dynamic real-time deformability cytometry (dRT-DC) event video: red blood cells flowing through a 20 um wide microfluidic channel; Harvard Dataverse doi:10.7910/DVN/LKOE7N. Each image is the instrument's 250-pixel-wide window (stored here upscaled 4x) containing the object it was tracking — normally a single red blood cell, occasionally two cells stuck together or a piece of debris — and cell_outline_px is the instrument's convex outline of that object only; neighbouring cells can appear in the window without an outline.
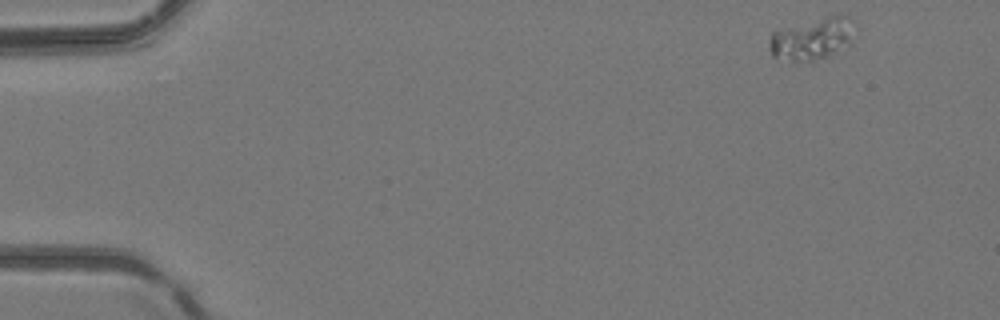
{"species": "common noctule bat (a hibernating species)", "species_latin": "Nyctalus noctula", "temperature_condition": "room temperature", "stored_images_in_passage": 42, "camera_frame_rate_fps": 3000, "um_per_image_px": 0.085, "animal": {"sex": "female", "body_mass_g": 24.6, "forearm_length_mm": 56.2}, "frame": {"image": 1, "passage_image": 1, "time_ms": 0.0, "image_size_px": [1000, 320], "cell_outline_px": [[856, 28], [852, 40], [828, 56], [812, 64], [772, 56], [768, 48], [768, 40], [772, 32], [828, 16], [844, 12], [856, 24]], "centroid_in_image_um": [69.07, 3.3], "position_along_channel_um": 15.9, "area_um2": 21.15}}
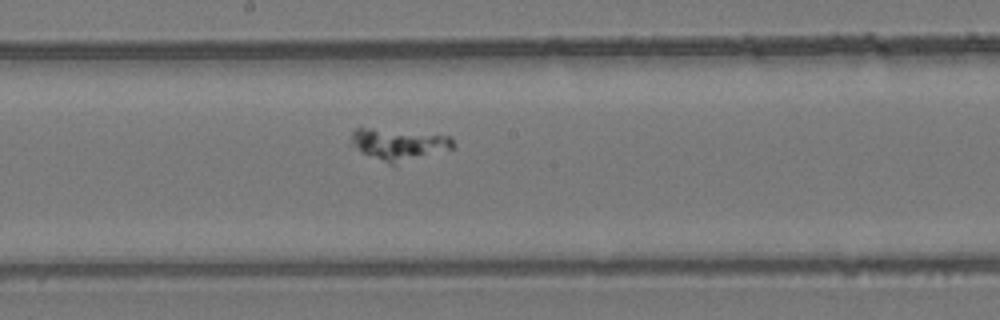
{"frame": {"image": 2, "passage_image": 23, "time_ms": 7.333, "image_size_px": [1000, 320], "cell_outline_px": [[456, 144], [452, 148], [396, 168], [348, 144], [348, 140], [352, 132], [356, 128], [372, 128], [452, 136]], "centroid_in_image_um": [33.91, 12.32], "position_along_channel_um": 214.3, "area_um2": 19.42}}
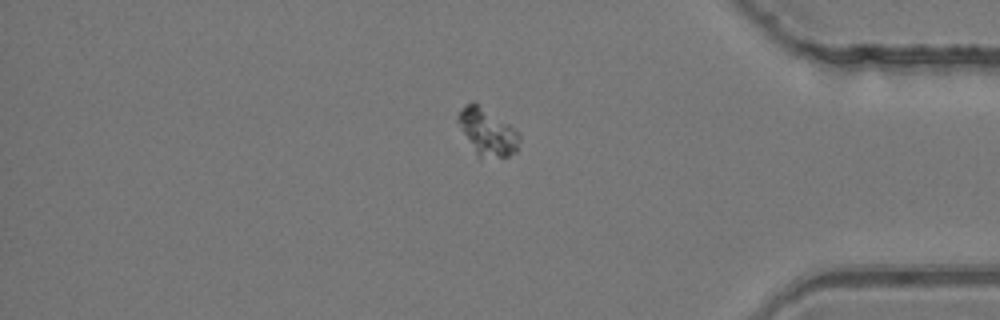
{"frame": {"image": 3, "passage_image": 37, "time_ms": 12.0, "image_size_px": [1000, 320], "cell_outline_px": [[520, 140], [516, 152], [508, 156], [480, 160], [464, 132], [456, 116], [464, 104], [472, 100], [476, 100], [508, 124], [520, 136]], "centroid_in_image_um": [41.42, 11.2], "position_along_channel_um": 393.8, "area_um2": 16.82}}